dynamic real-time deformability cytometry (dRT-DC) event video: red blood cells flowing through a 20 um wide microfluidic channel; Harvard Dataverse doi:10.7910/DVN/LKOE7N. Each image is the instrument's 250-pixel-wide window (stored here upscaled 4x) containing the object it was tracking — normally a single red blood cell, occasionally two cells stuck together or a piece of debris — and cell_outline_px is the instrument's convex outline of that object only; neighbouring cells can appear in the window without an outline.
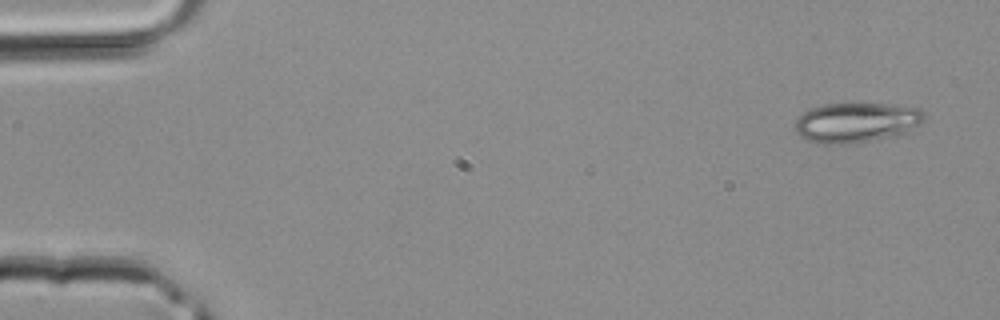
{"species": "common noctule bat (a hibernating species)", "species_latin": "Nyctalus noctula", "temperature_condition": "room temperature", "stored_images_in_passage": 39, "camera_frame_rate_fps": 3000, "um_per_image_px": 0.085, "animal": {"sex": "male", "body_mass_g": 20.4}, "frame": {"image": 1, "passage_image": 1, "time_ms": 0.0, "image_size_px": [1000, 320], "cell_outline_px": [[924, 120], [920, 124], [904, 132], [872, 140], [852, 144], [820, 144], [804, 140], [796, 132], [792, 124], [808, 108], [824, 104], [888, 104], [920, 108], [924, 112]], "centroid_in_image_um": [72.71, 10.41], "position_along_channel_um": 12.3, "area_um2": 30.11}}
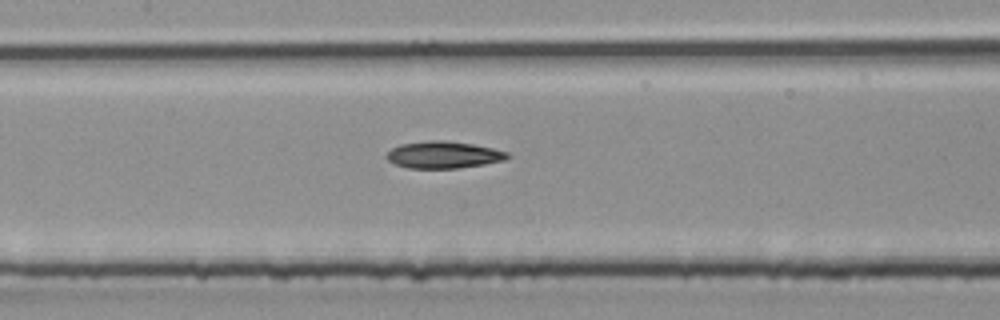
{"frame": {"image": 2, "passage_image": 18, "time_ms": 5.667, "image_size_px": [1000, 320], "cell_outline_px": [[512, 156], [504, 160], [484, 164], [456, 168], [408, 168], [396, 164], [388, 160], [384, 156], [392, 148], [400, 144], [428, 140], [444, 140], [472, 144], [492, 148], [508, 152]], "centroid_in_image_um": [37.69, 13.15], "position_along_channel_um": 169.7, "area_um2": 18.96}}
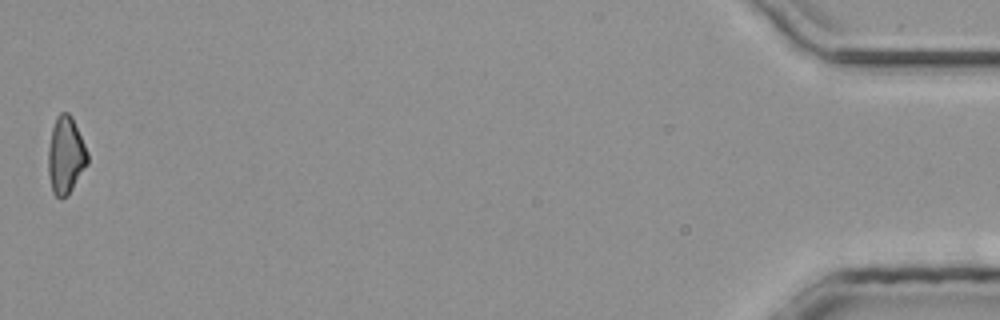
{"frame": {"image": 3, "passage_image": 39, "time_ms": 12.667, "image_size_px": [1000, 320], "cell_outline_px": [[88, 164], [68, 196], [60, 200], [52, 192], [48, 172], [48, 148], [52, 128], [56, 116], [60, 112], [68, 112], [72, 116], [88, 152]], "centroid_in_image_um": [5.58, 13.22], "position_along_channel_um": 429.6, "area_um2": 17.98}}